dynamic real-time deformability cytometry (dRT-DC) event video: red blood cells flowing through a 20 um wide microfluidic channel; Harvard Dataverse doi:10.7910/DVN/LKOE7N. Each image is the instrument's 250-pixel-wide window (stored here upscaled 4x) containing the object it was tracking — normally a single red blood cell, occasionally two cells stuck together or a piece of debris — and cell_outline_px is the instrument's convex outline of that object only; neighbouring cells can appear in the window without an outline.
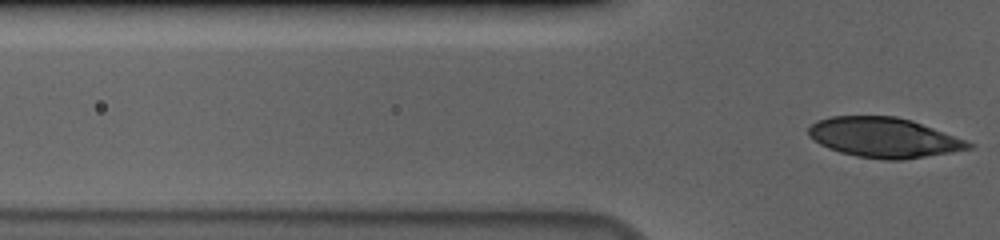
{"species": "human", "species_latin": "Homo sapiens", "temperature_condition": "cold", "stored_images_in_passage": 9, "segment_of_instrument_passage": [2, 2], "camera_frame_rate_fps": 3000, "um_per_image_px": 0.085, "donor": {"sex": "male"}, "frame": {"image": 1, "passage_image": 9, "time_ms": 2.667, "image_size_px": [1000, 240], "cell_outline_px": [[976, 144], [972, 148], [952, 152], [900, 160], [884, 160], [856, 156], [840, 152], [828, 148], [820, 144], [808, 136], [808, 128], [816, 120], [832, 116], [896, 116], [912, 120]], "centroid_in_image_um": [75.11, 11.69], "position_along_channel_um": 50.7, "area_um2": 37.22}}